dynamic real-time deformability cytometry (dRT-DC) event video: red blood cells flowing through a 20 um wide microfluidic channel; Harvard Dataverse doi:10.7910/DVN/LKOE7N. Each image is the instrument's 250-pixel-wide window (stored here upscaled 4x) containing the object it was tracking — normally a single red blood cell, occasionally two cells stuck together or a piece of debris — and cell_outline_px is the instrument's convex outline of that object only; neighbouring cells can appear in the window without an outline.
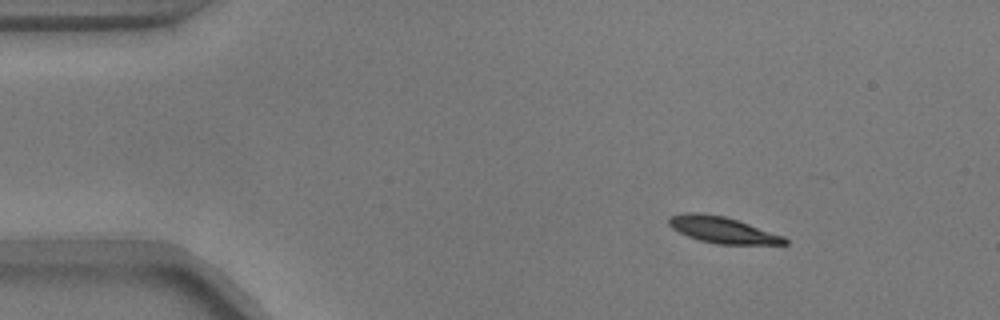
{"species": "common noctule bat (a hibernating species)", "species_latin": "Nyctalus noctula", "temperature_condition": "warm", "stored_images_in_passage": 31, "camera_frame_rate_fps": 3000, "um_per_image_px": 0.085, "animal": {"sex": "male", "body_mass_g": 17.9}, "frame": {"image": 1, "passage_image": 1, "time_ms": 0.0, "image_size_px": [1000, 320], "cell_outline_px": [[788, 244], [716, 244], [700, 240], [688, 236], [672, 228], [668, 224], [668, 216], [684, 212], [696, 212], [724, 216], [784, 236], [788, 240]], "centroid_in_image_um": [61.37, 19.53], "position_along_channel_um": 23.6, "area_um2": 17.63}}
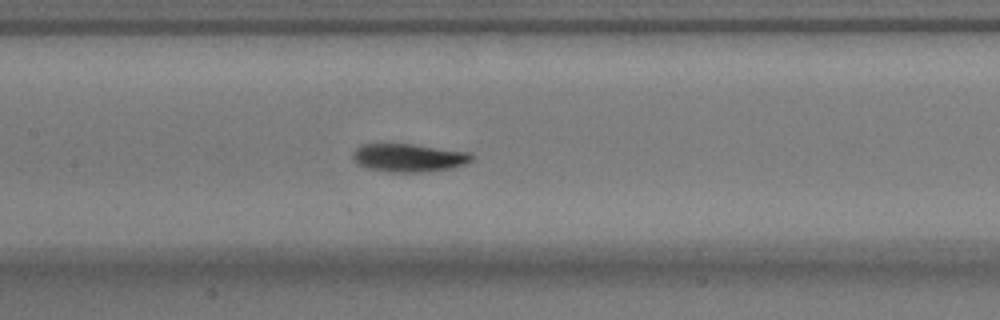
{"frame": {"image": 2, "passage_image": 19, "time_ms": 6.0, "image_size_px": [1000, 320], "cell_outline_px": [[476, 156], [472, 160], [464, 164], [452, 168], [428, 172], [388, 172], [364, 168], [356, 164], [352, 156], [352, 152], [356, 148], [364, 144], [412, 144], [472, 152]], "centroid_in_image_um": [34.76, 13.42], "position_along_channel_um": 172.6, "area_um2": 19.88}}
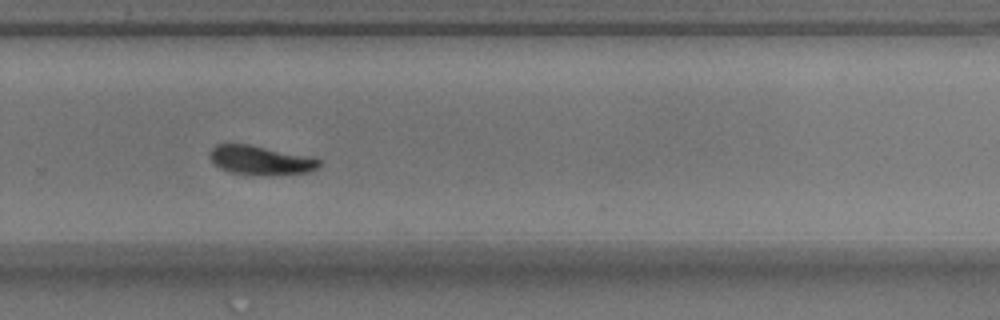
{"frame": {"image": 3, "passage_image": 30, "time_ms": 9.667, "image_size_px": [1000, 320], "cell_outline_px": [[320, 168], [312, 172], [260, 176], [228, 172], [212, 164], [208, 156], [208, 152], [216, 144], [248, 144], [308, 156], [320, 160]], "centroid_in_image_um": [22.11, 13.64], "position_along_channel_um": 307.7, "area_um2": 18.9}}